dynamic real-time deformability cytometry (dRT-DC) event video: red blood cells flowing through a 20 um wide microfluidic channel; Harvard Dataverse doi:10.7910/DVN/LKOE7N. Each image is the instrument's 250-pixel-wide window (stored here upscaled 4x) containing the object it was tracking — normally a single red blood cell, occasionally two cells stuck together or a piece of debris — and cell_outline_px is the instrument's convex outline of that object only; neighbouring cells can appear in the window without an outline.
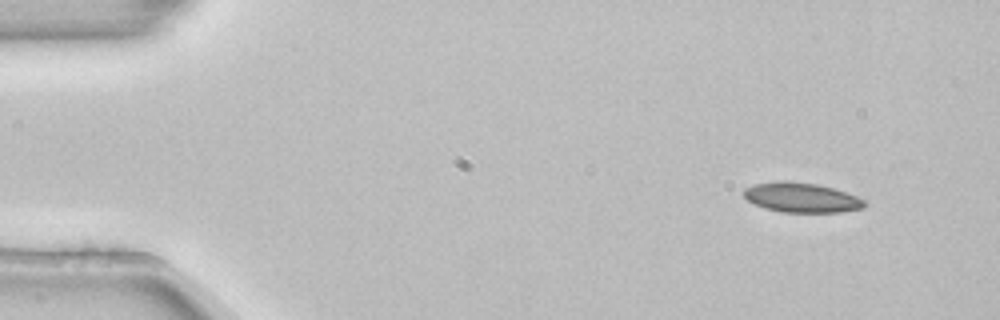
{"species": "common noctule bat (a hibernating species)", "species_latin": "Nyctalus noctula", "temperature_condition": "room temperature", "stored_images_in_passage": 3, "camera_frame_rate_fps": 3000, "um_per_image_px": 0.085, "animal": {"sex": "female", "body_mass_g": 22.7, "forearm_length_mm": 54.2}, "frame": {"image": 1, "passage_image": 1, "time_ms": 0.0, "image_size_px": [1000, 320], "cell_outline_px": [[868, 204], [864, 208], [840, 212], [784, 212], [764, 208], [748, 200], [744, 196], [744, 188], [752, 184], [776, 180], [784, 180], [816, 184], [832, 188], [856, 196], [864, 200]], "centroid_in_image_um": [68.11, 16.78], "position_along_channel_um": 16.9, "area_um2": 20.92}}